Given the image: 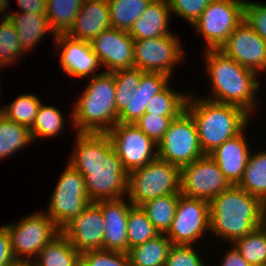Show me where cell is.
<instances>
[{"label": "cell", "mask_w": 266, "mask_h": 266, "mask_svg": "<svg viewBox=\"0 0 266 266\" xmlns=\"http://www.w3.org/2000/svg\"><path fill=\"white\" fill-rule=\"evenodd\" d=\"M67 163L84 177L91 202L127 196L128 173L106 133H76Z\"/></svg>", "instance_id": "obj_1"}, {"label": "cell", "mask_w": 266, "mask_h": 266, "mask_svg": "<svg viewBox=\"0 0 266 266\" xmlns=\"http://www.w3.org/2000/svg\"><path fill=\"white\" fill-rule=\"evenodd\" d=\"M204 59V69L212 93L209 96L205 94L204 98L239 106L254 116L257 104L259 106L257 94L262 85L258 79L260 76L225 56L220 50H204Z\"/></svg>", "instance_id": "obj_2"}, {"label": "cell", "mask_w": 266, "mask_h": 266, "mask_svg": "<svg viewBox=\"0 0 266 266\" xmlns=\"http://www.w3.org/2000/svg\"><path fill=\"white\" fill-rule=\"evenodd\" d=\"M210 234L232 243L266 222V204L237 185L209 201Z\"/></svg>", "instance_id": "obj_3"}, {"label": "cell", "mask_w": 266, "mask_h": 266, "mask_svg": "<svg viewBox=\"0 0 266 266\" xmlns=\"http://www.w3.org/2000/svg\"><path fill=\"white\" fill-rule=\"evenodd\" d=\"M189 92L185 110L192 116L204 154L240 134L253 118L243 108L196 97Z\"/></svg>", "instance_id": "obj_4"}, {"label": "cell", "mask_w": 266, "mask_h": 266, "mask_svg": "<svg viewBox=\"0 0 266 266\" xmlns=\"http://www.w3.org/2000/svg\"><path fill=\"white\" fill-rule=\"evenodd\" d=\"M89 79L71 108L70 125L75 133H107L118 123L114 76L103 72Z\"/></svg>", "instance_id": "obj_5"}, {"label": "cell", "mask_w": 266, "mask_h": 266, "mask_svg": "<svg viewBox=\"0 0 266 266\" xmlns=\"http://www.w3.org/2000/svg\"><path fill=\"white\" fill-rule=\"evenodd\" d=\"M180 167L156 158L128 174L127 197L134 206L150 199L180 193Z\"/></svg>", "instance_id": "obj_6"}, {"label": "cell", "mask_w": 266, "mask_h": 266, "mask_svg": "<svg viewBox=\"0 0 266 266\" xmlns=\"http://www.w3.org/2000/svg\"><path fill=\"white\" fill-rule=\"evenodd\" d=\"M60 174L45 214L61 230L73 218L80 215L91 203L86 188L84 177L70 164Z\"/></svg>", "instance_id": "obj_7"}, {"label": "cell", "mask_w": 266, "mask_h": 266, "mask_svg": "<svg viewBox=\"0 0 266 266\" xmlns=\"http://www.w3.org/2000/svg\"><path fill=\"white\" fill-rule=\"evenodd\" d=\"M245 0H212L192 28L203 37V50H219L244 20Z\"/></svg>", "instance_id": "obj_8"}, {"label": "cell", "mask_w": 266, "mask_h": 266, "mask_svg": "<svg viewBox=\"0 0 266 266\" xmlns=\"http://www.w3.org/2000/svg\"><path fill=\"white\" fill-rule=\"evenodd\" d=\"M5 225L9 232L13 255L16 260L22 261H33L39 251L60 233L44 210L31 212L21 220Z\"/></svg>", "instance_id": "obj_9"}, {"label": "cell", "mask_w": 266, "mask_h": 266, "mask_svg": "<svg viewBox=\"0 0 266 266\" xmlns=\"http://www.w3.org/2000/svg\"><path fill=\"white\" fill-rule=\"evenodd\" d=\"M205 155L199 143L196 124L184 110L169 124L168 130L158 142V158L178 167L192 163Z\"/></svg>", "instance_id": "obj_10"}, {"label": "cell", "mask_w": 266, "mask_h": 266, "mask_svg": "<svg viewBox=\"0 0 266 266\" xmlns=\"http://www.w3.org/2000/svg\"><path fill=\"white\" fill-rule=\"evenodd\" d=\"M184 46L177 35L167 34L134 40V67L143 72L163 73L173 78L175 67L183 62Z\"/></svg>", "instance_id": "obj_11"}, {"label": "cell", "mask_w": 266, "mask_h": 266, "mask_svg": "<svg viewBox=\"0 0 266 266\" xmlns=\"http://www.w3.org/2000/svg\"><path fill=\"white\" fill-rule=\"evenodd\" d=\"M208 232H210L209 202L181 194L175 217L166 236L173 245L195 246Z\"/></svg>", "instance_id": "obj_12"}, {"label": "cell", "mask_w": 266, "mask_h": 266, "mask_svg": "<svg viewBox=\"0 0 266 266\" xmlns=\"http://www.w3.org/2000/svg\"><path fill=\"white\" fill-rule=\"evenodd\" d=\"M106 134L128 174L158 158V144L134 124L118 122Z\"/></svg>", "instance_id": "obj_13"}, {"label": "cell", "mask_w": 266, "mask_h": 266, "mask_svg": "<svg viewBox=\"0 0 266 266\" xmlns=\"http://www.w3.org/2000/svg\"><path fill=\"white\" fill-rule=\"evenodd\" d=\"M180 178L182 195L208 202L232 186L208 154L181 167Z\"/></svg>", "instance_id": "obj_14"}, {"label": "cell", "mask_w": 266, "mask_h": 266, "mask_svg": "<svg viewBox=\"0 0 266 266\" xmlns=\"http://www.w3.org/2000/svg\"><path fill=\"white\" fill-rule=\"evenodd\" d=\"M219 50L260 77L266 72V42L243 20Z\"/></svg>", "instance_id": "obj_15"}, {"label": "cell", "mask_w": 266, "mask_h": 266, "mask_svg": "<svg viewBox=\"0 0 266 266\" xmlns=\"http://www.w3.org/2000/svg\"><path fill=\"white\" fill-rule=\"evenodd\" d=\"M53 42L55 54L58 53L59 56V66L66 75L86 80L103 73L99 70L102 66L88 41L56 34Z\"/></svg>", "instance_id": "obj_16"}, {"label": "cell", "mask_w": 266, "mask_h": 266, "mask_svg": "<svg viewBox=\"0 0 266 266\" xmlns=\"http://www.w3.org/2000/svg\"><path fill=\"white\" fill-rule=\"evenodd\" d=\"M89 43L104 68L101 71L113 73L134 67V39L128 31L111 27Z\"/></svg>", "instance_id": "obj_17"}, {"label": "cell", "mask_w": 266, "mask_h": 266, "mask_svg": "<svg viewBox=\"0 0 266 266\" xmlns=\"http://www.w3.org/2000/svg\"><path fill=\"white\" fill-rule=\"evenodd\" d=\"M104 218L101 208L91 202L85 210L68 222L60 232L79 252L103 250Z\"/></svg>", "instance_id": "obj_18"}, {"label": "cell", "mask_w": 266, "mask_h": 266, "mask_svg": "<svg viewBox=\"0 0 266 266\" xmlns=\"http://www.w3.org/2000/svg\"><path fill=\"white\" fill-rule=\"evenodd\" d=\"M104 218L103 250L128 253L127 218L129 210L134 206L128 199L98 200L95 202Z\"/></svg>", "instance_id": "obj_19"}, {"label": "cell", "mask_w": 266, "mask_h": 266, "mask_svg": "<svg viewBox=\"0 0 266 266\" xmlns=\"http://www.w3.org/2000/svg\"><path fill=\"white\" fill-rule=\"evenodd\" d=\"M247 126L237 136L226 140L223 144L216 147L208 155L217 163L228 182L238 185L242 179L248 158L252 150L249 148L247 135H245Z\"/></svg>", "instance_id": "obj_20"}, {"label": "cell", "mask_w": 266, "mask_h": 266, "mask_svg": "<svg viewBox=\"0 0 266 266\" xmlns=\"http://www.w3.org/2000/svg\"><path fill=\"white\" fill-rule=\"evenodd\" d=\"M111 28L106 0H84L73 25L65 33L68 37L90 42L104 30Z\"/></svg>", "instance_id": "obj_21"}, {"label": "cell", "mask_w": 266, "mask_h": 266, "mask_svg": "<svg viewBox=\"0 0 266 266\" xmlns=\"http://www.w3.org/2000/svg\"><path fill=\"white\" fill-rule=\"evenodd\" d=\"M171 77L163 73L145 72L135 93L130 95L128 105L118 115V122L134 124L145 114L150 99L171 83Z\"/></svg>", "instance_id": "obj_22"}, {"label": "cell", "mask_w": 266, "mask_h": 266, "mask_svg": "<svg viewBox=\"0 0 266 266\" xmlns=\"http://www.w3.org/2000/svg\"><path fill=\"white\" fill-rule=\"evenodd\" d=\"M171 10L168 0H152L129 31L134 40L172 34L169 30Z\"/></svg>", "instance_id": "obj_23"}, {"label": "cell", "mask_w": 266, "mask_h": 266, "mask_svg": "<svg viewBox=\"0 0 266 266\" xmlns=\"http://www.w3.org/2000/svg\"><path fill=\"white\" fill-rule=\"evenodd\" d=\"M9 20L12 22L20 42L22 51L31 52L38 43L47 37L48 33L55 38L56 34L51 29L46 14L24 13L9 11ZM28 51V52H27Z\"/></svg>", "instance_id": "obj_24"}, {"label": "cell", "mask_w": 266, "mask_h": 266, "mask_svg": "<svg viewBox=\"0 0 266 266\" xmlns=\"http://www.w3.org/2000/svg\"><path fill=\"white\" fill-rule=\"evenodd\" d=\"M34 266H80V253L61 232L33 260Z\"/></svg>", "instance_id": "obj_25"}, {"label": "cell", "mask_w": 266, "mask_h": 266, "mask_svg": "<svg viewBox=\"0 0 266 266\" xmlns=\"http://www.w3.org/2000/svg\"><path fill=\"white\" fill-rule=\"evenodd\" d=\"M172 245V242L166 234H159L154 239L129 250L130 265L165 266Z\"/></svg>", "instance_id": "obj_26"}, {"label": "cell", "mask_w": 266, "mask_h": 266, "mask_svg": "<svg viewBox=\"0 0 266 266\" xmlns=\"http://www.w3.org/2000/svg\"><path fill=\"white\" fill-rule=\"evenodd\" d=\"M238 187L266 204V150L252 151Z\"/></svg>", "instance_id": "obj_27"}, {"label": "cell", "mask_w": 266, "mask_h": 266, "mask_svg": "<svg viewBox=\"0 0 266 266\" xmlns=\"http://www.w3.org/2000/svg\"><path fill=\"white\" fill-rule=\"evenodd\" d=\"M180 195H164L150 199L140 205L159 234H166L170 229Z\"/></svg>", "instance_id": "obj_28"}, {"label": "cell", "mask_w": 266, "mask_h": 266, "mask_svg": "<svg viewBox=\"0 0 266 266\" xmlns=\"http://www.w3.org/2000/svg\"><path fill=\"white\" fill-rule=\"evenodd\" d=\"M30 130L26 126L8 120L0 113V160L11 157L31 144Z\"/></svg>", "instance_id": "obj_29"}, {"label": "cell", "mask_w": 266, "mask_h": 266, "mask_svg": "<svg viewBox=\"0 0 266 266\" xmlns=\"http://www.w3.org/2000/svg\"><path fill=\"white\" fill-rule=\"evenodd\" d=\"M62 112L55 106L47 105L41 103L37 111V116L34 121L32 128L30 129V134L33 143H35L38 138H56L60 133H64V117ZM35 141V142H34Z\"/></svg>", "instance_id": "obj_30"}, {"label": "cell", "mask_w": 266, "mask_h": 266, "mask_svg": "<svg viewBox=\"0 0 266 266\" xmlns=\"http://www.w3.org/2000/svg\"><path fill=\"white\" fill-rule=\"evenodd\" d=\"M152 0H107L111 27L130 31Z\"/></svg>", "instance_id": "obj_31"}, {"label": "cell", "mask_w": 266, "mask_h": 266, "mask_svg": "<svg viewBox=\"0 0 266 266\" xmlns=\"http://www.w3.org/2000/svg\"><path fill=\"white\" fill-rule=\"evenodd\" d=\"M24 93L17 96L11 104L0 106V113L8 120L17 124L26 126L29 130L32 128L37 116V111L42 101L37 94Z\"/></svg>", "instance_id": "obj_32"}, {"label": "cell", "mask_w": 266, "mask_h": 266, "mask_svg": "<svg viewBox=\"0 0 266 266\" xmlns=\"http://www.w3.org/2000/svg\"><path fill=\"white\" fill-rule=\"evenodd\" d=\"M231 244L251 266H266V222Z\"/></svg>", "instance_id": "obj_33"}, {"label": "cell", "mask_w": 266, "mask_h": 266, "mask_svg": "<svg viewBox=\"0 0 266 266\" xmlns=\"http://www.w3.org/2000/svg\"><path fill=\"white\" fill-rule=\"evenodd\" d=\"M84 0H47L48 21L55 34H65L73 25Z\"/></svg>", "instance_id": "obj_34"}, {"label": "cell", "mask_w": 266, "mask_h": 266, "mask_svg": "<svg viewBox=\"0 0 266 266\" xmlns=\"http://www.w3.org/2000/svg\"><path fill=\"white\" fill-rule=\"evenodd\" d=\"M178 92L170 83L153 96L146 107L145 113L158 116H179L186 107L189 92Z\"/></svg>", "instance_id": "obj_35"}, {"label": "cell", "mask_w": 266, "mask_h": 266, "mask_svg": "<svg viewBox=\"0 0 266 266\" xmlns=\"http://www.w3.org/2000/svg\"><path fill=\"white\" fill-rule=\"evenodd\" d=\"M159 235L140 206H133L127 218V240L129 250Z\"/></svg>", "instance_id": "obj_36"}, {"label": "cell", "mask_w": 266, "mask_h": 266, "mask_svg": "<svg viewBox=\"0 0 266 266\" xmlns=\"http://www.w3.org/2000/svg\"><path fill=\"white\" fill-rule=\"evenodd\" d=\"M24 55L26 56L20 47L12 22L9 18L0 19V72L7 68L6 66L17 63L16 61Z\"/></svg>", "instance_id": "obj_37"}, {"label": "cell", "mask_w": 266, "mask_h": 266, "mask_svg": "<svg viewBox=\"0 0 266 266\" xmlns=\"http://www.w3.org/2000/svg\"><path fill=\"white\" fill-rule=\"evenodd\" d=\"M80 266H131L128 253L89 250L80 253Z\"/></svg>", "instance_id": "obj_38"}, {"label": "cell", "mask_w": 266, "mask_h": 266, "mask_svg": "<svg viewBox=\"0 0 266 266\" xmlns=\"http://www.w3.org/2000/svg\"><path fill=\"white\" fill-rule=\"evenodd\" d=\"M177 117L178 116H158L145 113L134 125L158 144L168 130L171 121Z\"/></svg>", "instance_id": "obj_39"}, {"label": "cell", "mask_w": 266, "mask_h": 266, "mask_svg": "<svg viewBox=\"0 0 266 266\" xmlns=\"http://www.w3.org/2000/svg\"><path fill=\"white\" fill-rule=\"evenodd\" d=\"M203 257L193 245H172L165 266H206Z\"/></svg>", "instance_id": "obj_40"}, {"label": "cell", "mask_w": 266, "mask_h": 266, "mask_svg": "<svg viewBox=\"0 0 266 266\" xmlns=\"http://www.w3.org/2000/svg\"><path fill=\"white\" fill-rule=\"evenodd\" d=\"M212 0H168L172 15L187 20L191 25L200 17Z\"/></svg>", "instance_id": "obj_41"}, {"label": "cell", "mask_w": 266, "mask_h": 266, "mask_svg": "<svg viewBox=\"0 0 266 266\" xmlns=\"http://www.w3.org/2000/svg\"><path fill=\"white\" fill-rule=\"evenodd\" d=\"M244 20L266 42V3L245 0Z\"/></svg>", "instance_id": "obj_42"}, {"label": "cell", "mask_w": 266, "mask_h": 266, "mask_svg": "<svg viewBox=\"0 0 266 266\" xmlns=\"http://www.w3.org/2000/svg\"><path fill=\"white\" fill-rule=\"evenodd\" d=\"M137 67L127 68L113 72L114 80L119 86L138 87L141 76L144 74Z\"/></svg>", "instance_id": "obj_43"}, {"label": "cell", "mask_w": 266, "mask_h": 266, "mask_svg": "<svg viewBox=\"0 0 266 266\" xmlns=\"http://www.w3.org/2000/svg\"><path fill=\"white\" fill-rule=\"evenodd\" d=\"M14 261L9 232L4 224L0 226V266L11 265Z\"/></svg>", "instance_id": "obj_44"}, {"label": "cell", "mask_w": 266, "mask_h": 266, "mask_svg": "<svg viewBox=\"0 0 266 266\" xmlns=\"http://www.w3.org/2000/svg\"><path fill=\"white\" fill-rule=\"evenodd\" d=\"M137 87L119 86L115 82V106L116 112L119 115L128 105L130 95L134 94Z\"/></svg>", "instance_id": "obj_45"}, {"label": "cell", "mask_w": 266, "mask_h": 266, "mask_svg": "<svg viewBox=\"0 0 266 266\" xmlns=\"http://www.w3.org/2000/svg\"><path fill=\"white\" fill-rule=\"evenodd\" d=\"M227 249L223 254L220 265L218 266H251L233 245L230 244V249Z\"/></svg>", "instance_id": "obj_46"}, {"label": "cell", "mask_w": 266, "mask_h": 266, "mask_svg": "<svg viewBox=\"0 0 266 266\" xmlns=\"http://www.w3.org/2000/svg\"><path fill=\"white\" fill-rule=\"evenodd\" d=\"M19 12L24 13H47V0H16Z\"/></svg>", "instance_id": "obj_47"}, {"label": "cell", "mask_w": 266, "mask_h": 266, "mask_svg": "<svg viewBox=\"0 0 266 266\" xmlns=\"http://www.w3.org/2000/svg\"><path fill=\"white\" fill-rule=\"evenodd\" d=\"M9 0H0V19H6L9 17L10 12H6V10H9ZM4 16H2L3 14ZM6 13V14H5Z\"/></svg>", "instance_id": "obj_48"}, {"label": "cell", "mask_w": 266, "mask_h": 266, "mask_svg": "<svg viewBox=\"0 0 266 266\" xmlns=\"http://www.w3.org/2000/svg\"><path fill=\"white\" fill-rule=\"evenodd\" d=\"M8 266H34L33 261L16 260Z\"/></svg>", "instance_id": "obj_49"}]
</instances>
